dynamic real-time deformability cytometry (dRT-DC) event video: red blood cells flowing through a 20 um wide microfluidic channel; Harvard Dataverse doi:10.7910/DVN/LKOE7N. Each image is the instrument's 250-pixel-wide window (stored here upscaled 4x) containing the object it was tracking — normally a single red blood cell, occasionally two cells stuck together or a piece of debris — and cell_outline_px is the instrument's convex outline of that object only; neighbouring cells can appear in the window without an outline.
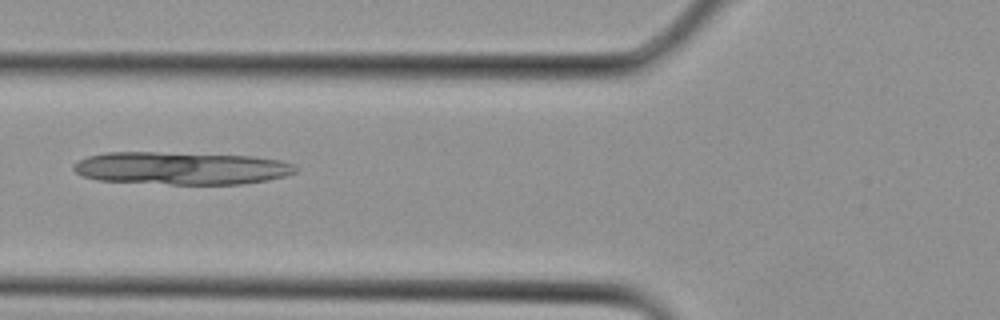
{"species": "Egyptian fruit bat (a non-hibernating species)", "species_latin": "Rousettus aegyptiacus", "temperature_condition": "cold", "stored_images_in_passage": 3, "camera_frame_rate_fps": 3000, "um_per_image_px": 0.085, "animal": {"sex": "female"}, "frame": {"image": 1, "passage_image": 3, "time_ms": 0.667, "image_size_px": [1000, 320], "cell_outline_px": [[300, 168], [296, 172], [284, 176], [268, 180], [240, 184], [168, 184], [96, 180], [84, 176], [76, 172], [72, 168], [80, 160], [88, 156], [108, 152], [156, 152], [252, 156], [280, 160], [292, 164]], "centroid_in_image_um": [15.43, 14.3], "position_along_channel_um": 110.4, "area_um2": 42.19}}